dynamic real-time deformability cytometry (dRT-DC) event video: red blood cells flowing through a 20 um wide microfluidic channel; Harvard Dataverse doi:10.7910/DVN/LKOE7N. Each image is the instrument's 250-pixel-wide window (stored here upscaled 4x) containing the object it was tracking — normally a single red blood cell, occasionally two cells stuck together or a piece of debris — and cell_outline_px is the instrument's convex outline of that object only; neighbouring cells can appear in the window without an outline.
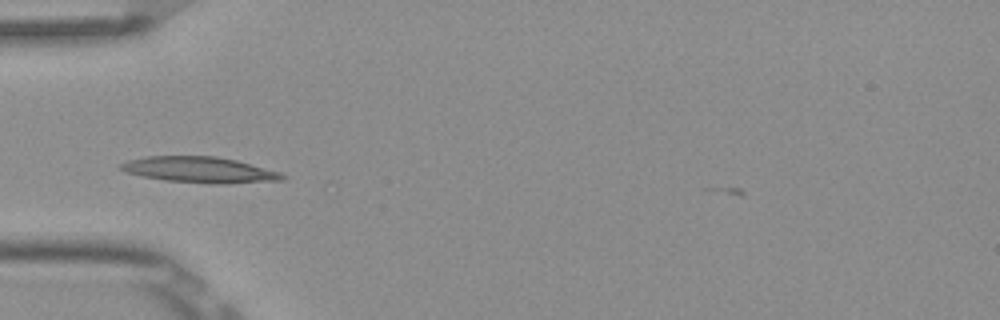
{"species": "Egyptian fruit bat (a non-hibernating species)", "species_latin": "Rousettus aegyptiacus", "temperature_condition": "room temperature", "stored_images_in_passage": 3, "camera_frame_rate_fps": 3000, "um_per_image_px": 0.085, "frame": {"image": 1, "passage_image": 3, "time_ms": 0.667, "image_size_px": [1000, 320], "cell_outline_px": [[288, 176], [284, 180], [224, 184], [208, 184], [164, 180], [144, 176], [128, 172], [120, 168], [120, 164], [128, 160], [148, 156], [216, 156], [236, 160], [280, 172]], "centroid_in_image_um": [17.03, 14.44], "position_along_channel_um": 68.0, "area_um2": 24.33}}